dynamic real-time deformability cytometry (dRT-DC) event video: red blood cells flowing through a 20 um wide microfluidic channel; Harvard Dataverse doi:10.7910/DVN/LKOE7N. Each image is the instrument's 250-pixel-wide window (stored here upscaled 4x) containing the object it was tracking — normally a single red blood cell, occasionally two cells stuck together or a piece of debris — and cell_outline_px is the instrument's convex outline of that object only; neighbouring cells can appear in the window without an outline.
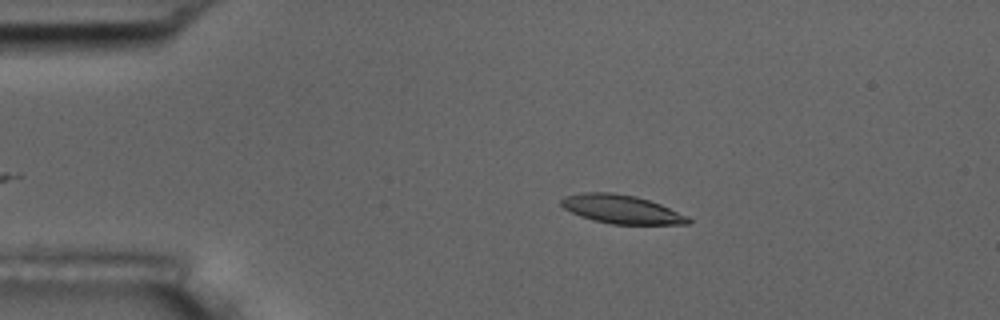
{"species": "common noctule bat (a hibernating species)", "species_latin": "Nyctalus noctula", "temperature_condition": "room temperature", "stored_images_in_passage": 47, "camera_frame_rate_fps": 3000, "um_per_image_px": 0.085, "animal": {"sex": "male", "body_mass_g": 17.5, "forearm_length_mm": 52.3}, "frame": {"image": 1, "passage_image": 9, "time_ms": 2.667, "image_size_px": [1000, 320], "cell_outline_px": [[692, 220], [688, 224], [612, 224], [580, 216], [564, 208], [560, 204], [560, 200], [564, 196], [584, 192], [612, 192], [636, 196], [660, 204], [688, 216]], "centroid_in_image_um": [52.82, 17.78], "position_along_channel_um": 32.2, "area_um2": 21.04}}
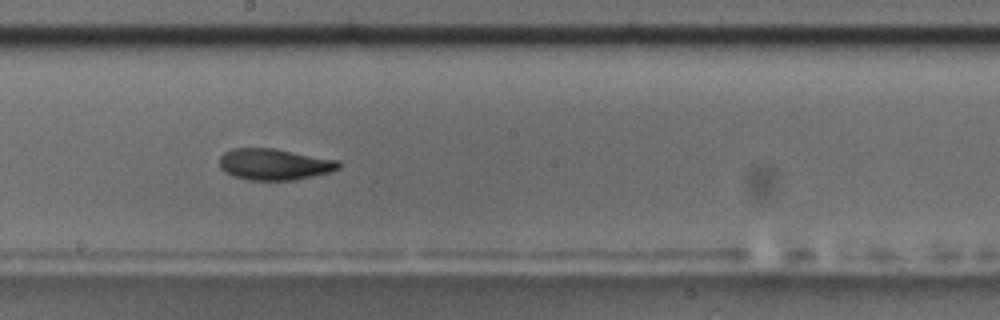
{"frame": {"image": 2, "passage_image": 29, "time_ms": 9.333, "image_size_px": [1000, 320], "cell_outline_px": [[340, 168], [332, 172], [296, 180], [248, 180], [232, 176], [224, 172], [220, 168], [220, 156], [224, 152], [232, 148], [272, 148], [340, 160]], "centroid_in_image_um": [23.32, 13.97], "position_along_channel_um": 224.9, "area_um2": 22.02}}
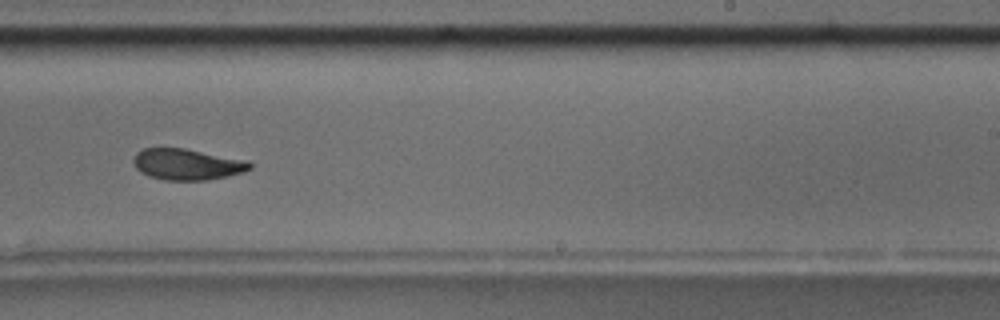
{"frame": {"image": 3, "passage_image": 33, "time_ms": 10.667, "image_size_px": [1000, 320], "cell_outline_px": [[252, 168], [244, 172], [228, 176], [208, 180], [164, 180], [148, 176], [140, 172], [136, 168], [132, 160], [136, 152], [144, 148], [184, 148], [248, 160], [252, 164]], "centroid_in_image_um": [15.91, 13.97], "position_along_channel_um": 273.1, "area_um2": 21.33}, "authors_computed_cell_mechanics": {"area_um2": 21.1548, "velocity_mm_per_s": 3.6187, "shape_relaxation_time_tau1_ms": 3.1064, "shape_relaxation_time_tau2_ms": 2.1376, "deformation_change_tau1": 0.1459, "deformation_change_tau2": 0.0835}}